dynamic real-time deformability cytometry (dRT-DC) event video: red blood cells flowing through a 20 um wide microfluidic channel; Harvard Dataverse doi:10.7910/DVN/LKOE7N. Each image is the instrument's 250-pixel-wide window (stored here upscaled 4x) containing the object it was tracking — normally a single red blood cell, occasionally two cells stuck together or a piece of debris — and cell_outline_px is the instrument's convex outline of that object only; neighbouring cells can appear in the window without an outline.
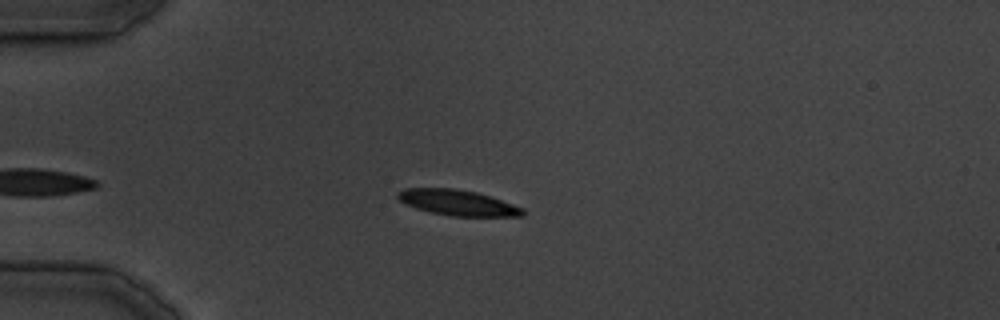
{"species": "common noctule bat (a hibernating species)", "species_latin": "Nyctalus noctula", "temperature_condition": "cold", "stored_images_in_passage": 26, "camera_frame_rate_fps": 3000, "um_per_image_px": 0.085, "animal": {"sex": "male", "body_mass_g": 19.5, "forearm_length_mm": 54.6}, "frame": {"image": 1, "passage_image": 1, "time_ms": 0.0, "image_size_px": [1000, 320], "cell_outline_px": [[524, 216], [452, 216], [432, 212], [416, 208], [400, 200], [396, 196], [396, 192], [404, 188], [456, 188], [476, 192], [524, 208]], "centroid_in_image_um": [38.88, 17.22], "position_along_channel_um": 46.1, "area_um2": 18.44}}